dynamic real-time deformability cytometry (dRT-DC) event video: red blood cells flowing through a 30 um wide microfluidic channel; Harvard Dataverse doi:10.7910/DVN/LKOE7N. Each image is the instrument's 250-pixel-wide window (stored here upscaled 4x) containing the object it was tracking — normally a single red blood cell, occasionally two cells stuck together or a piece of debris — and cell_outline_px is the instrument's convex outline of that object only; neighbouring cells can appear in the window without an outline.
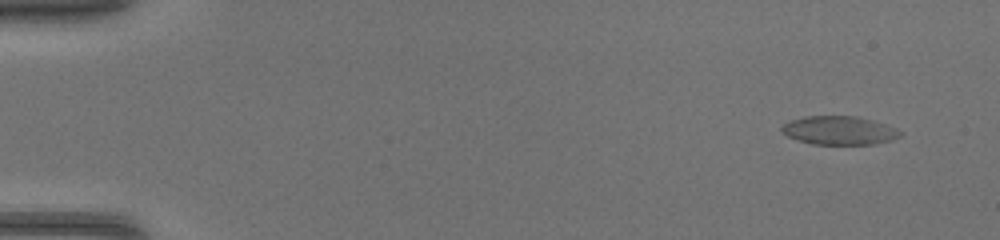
{"species": "common noctule bat (a hibernating species)", "species_latin": "Nyctalus noctula", "temperature_condition": "warm", "stored_images_in_passage": 46, "camera_frame_rate_fps": 3000, "um_per_image_px": 0.085, "animal": {"sex": "female", "body_mass_g": 17.0, "forearm_length_mm": 48.0}, "frame": {"image": 1, "passage_image": 3, "time_ms": 0.667, "image_size_px": [1000, 240], "cell_outline_px": [[904, 132], [900, 136], [892, 140], [876, 144], [812, 144], [788, 136], [780, 128], [784, 124], [792, 120], [804, 116], [856, 116], [872, 120], [896, 128]], "centroid_in_image_um": [71.38, 11.08], "position_along_channel_um": 13.6, "area_um2": 19.59}}
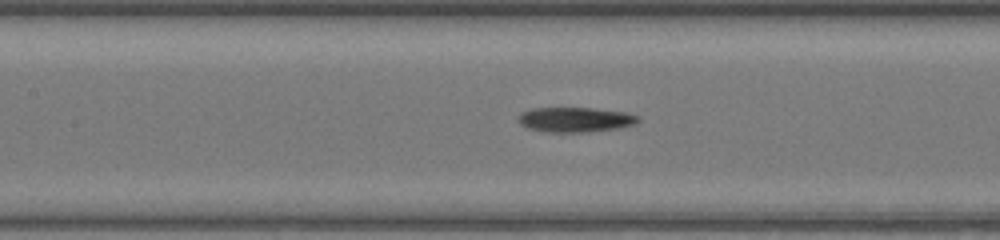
{"frame": {"image": 2, "passage_image": 22, "time_ms": 7.0, "image_size_px": [1000, 240], "cell_outline_px": [[640, 120], [636, 124], [620, 128], [588, 132], [544, 132], [528, 128], [520, 124], [516, 120], [520, 112], [532, 108], [592, 108], [624, 112], [640, 116]], "centroid_in_image_um": [48.88, 10.17], "position_along_channel_um": 158.5, "area_um2": 17.63}}
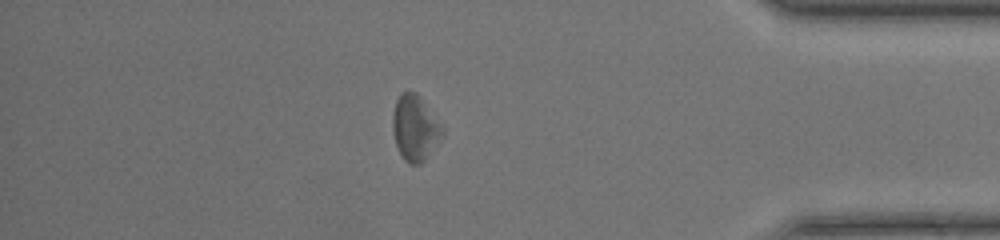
{"frame": {"image": 3, "passage_image": 40, "time_ms": 13.0, "image_size_px": [1000, 240], "cell_outline_px": [[444, 132], [424, 160], [420, 164], [408, 164], [404, 160], [396, 144], [392, 132], [392, 116], [396, 100], [400, 92], [416, 92], [444, 124]], "centroid_in_image_um": [35.28, 10.84], "position_along_channel_um": 399.9, "area_um2": 19.07}}